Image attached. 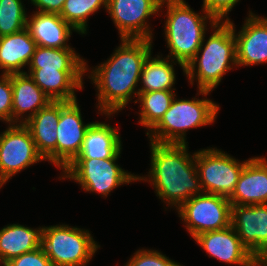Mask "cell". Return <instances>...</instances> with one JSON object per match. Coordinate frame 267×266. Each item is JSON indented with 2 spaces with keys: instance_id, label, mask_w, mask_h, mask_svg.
<instances>
[{
  "instance_id": "cell-29",
  "label": "cell",
  "mask_w": 267,
  "mask_h": 266,
  "mask_svg": "<svg viewBox=\"0 0 267 266\" xmlns=\"http://www.w3.org/2000/svg\"><path fill=\"white\" fill-rule=\"evenodd\" d=\"M123 266H183L158 250L139 249Z\"/></svg>"
},
{
  "instance_id": "cell-21",
  "label": "cell",
  "mask_w": 267,
  "mask_h": 266,
  "mask_svg": "<svg viewBox=\"0 0 267 266\" xmlns=\"http://www.w3.org/2000/svg\"><path fill=\"white\" fill-rule=\"evenodd\" d=\"M122 142L117 128L95 121L86 130L81 150L76 158H120Z\"/></svg>"
},
{
  "instance_id": "cell-28",
  "label": "cell",
  "mask_w": 267,
  "mask_h": 266,
  "mask_svg": "<svg viewBox=\"0 0 267 266\" xmlns=\"http://www.w3.org/2000/svg\"><path fill=\"white\" fill-rule=\"evenodd\" d=\"M22 0L0 1V37L26 28L27 11Z\"/></svg>"
},
{
  "instance_id": "cell-26",
  "label": "cell",
  "mask_w": 267,
  "mask_h": 266,
  "mask_svg": "<svg viewBox=\"0 0 267 266\" xmlns=\"http://www.w3.org/2000/svg\"><path fill=\"white\" fill-rule=\"evenodd\" d=\"M175 90L139 92L134 103H141L139 121L148 132L160 121L164 113L169 109L176 94Z\"/></svg>"
},
{
  "instance_id": "cell-9",
  "label": "cell",
  "mask_w": 267,
  "mask_h": 266,
  "mask_svg": "<svg viewBox=\"0 0 267 266\" xmlns=\"http://www.w3.org/2000/svg\"><path fill=\"white\" fill-rule=\"evenodd\" d=\"M232 205L227 197L202 193L192 196L178 209V215L192 238L231 225Z\"/></svg>"
},
{
  "instance_id": "cell-16",
  "label": "cell",
  "mask_w": 267,
  "mask_h": 266,
  "mask_svg": "<svg viewBox=\"0 0 267 266\" xmlns=\"http://www.w3.org/2000/svg\"><path fill=\"white\" fill-rule=\"evenodd\" d=\"M28 74L51 101L77 100L76 90H82L86 70L28 68Z\"/></svg>"
},
{
  "instance_id": "cell-12",
  "label": "cell",
  "mask_w": 267,
  "mask_h": 266,
  "mask_svg": "<svg viewBox=\"0 0 267 266\" xmlns=\"http://www.w3.org/2000/svg\"><path fill=\"white\" fill-rule=\"evenodd\" d=\"M78 100L60 101L56 142V168L64 170L78 156L85 133L92 122L84 123Z\"/></svg>"
},
{
  "instance_id": "cell-1",
  "label": "cell",
  "mask_w": 267,
  "mask_h": 266,
  "mask_svg": "<svg viewBox=\"0 0 267 266\" xmlns=\"http://www.w3.org/2000/svg\"><path fill=\"white\" fill-rule=\"evenodd\" d=\"M120 45L105 62L92 68L88 78L97 93V108L106 118L123 110L138 97L142 67L152 53V40L120 39ZM134 94V96H133Z\"/></svg>"
},
{
  "instance_id": "cell-2",
  "label": "cell",
  "mask_w": 267,
  "mask_h": 266,
  "mask_svg": "<svg viewBox=\"0 0 267 266\" xmlns=\"http://www.w3.org/2000/svg\"><path fill=\"white\" fill-rule=\"evenodd\" d=\"M188 150V144H160L150 141L149 174L137 177L138 181L152 184L156 196L176 210L192 196L203 193L195 152L191 155Z\"/></svg>"
},
{
  "instance_id": "cell-14",
  "label": "cell",
  "mask_w": 267,
  "mask_h": 266,
  "mask_svg": "<svg viewBox=\"0 0 267 266\" xmlns=\"http://www.w3.org/2000/svg\"><path fill=\"white\" fill-rule=\"evenodd\" d=\"M229 22L233 24L236 40L237 67L267 63V18L250 10L237 33L234 23Z\"/></svg>"
},
{
  "instance_id": "cell-5",
  "label": "cell",
  "mask_w": 267,
  "mask_h": 266,
  "mask_svg": "<svg viewBox=\"0 0 267 266\" xmlns=\"http://www.w3.org/2000/svg\"><path fill=\"white\" fill-rule=\"evenodd\" d=\"M202 99H173L169 109L160 121L146 135L151 142L160 144H187L186 132L193 128L211 125L215 122L219 104L205 98L211 91L198 89ZM205 96V97H204Z\"/></svg>"
},
{
  "instance_id": "cell-30",
  "label": "cell",
  "mask_w": 267,
  "mask_h": 266,
  "mask_svg": "<svg viewBox=\"0 0 267 266\" xmlns=\"http://www.w3.org/2000/svg\"><path fill=\"white\" fill-rule=\"evenodd\" d=\"M12 74L0 76V120L12 124Z\"/></svg>"
},
{
  "instance_id": "cell-20",
  "label": "cell",
  "mask_w": 267,
  "mask_h": 266,
  "mask_svg": "<svg viewBox=\"0 0 267 266\" xmlns=\"http://www.w3.org/2000/svg\"><path fill=\"white\" fill-rule=\"evenodd\" d=\"M12 90V124H24L51 102L26 73L12 74Z\"/></svg>"
},
{
  "instance_id": "cell-23",
  "label": "cell",
  "mask_w": 267,
  "mask_h": 266,
  "mask_svg": "<svg viewBox=\"0 0 267 266\" xmlns=\"http://www.w3.org/2000/svg\"><path fill=\"white\" fill-rule=\"evenodd\" d=\"M42 234L43 226L5 225L0 229V263L5 266L11 259L42 247Z\"/></svg>"
},
{
  "instance_id": "cell-18",
  "label": "cell",
  "mask_w": 267,
  "mask_h": 266,
  "mask_svg": "<svg viewBox=\"0 0 267 266\" xmlns=\"http://www.w3.org/2000/svg\"><path fill=\"white\" fill-rule=\"evenodd\" d=\"M60 101H51L24 125L30 130L38 153L56 167V142Z\"/></svg>"
},
{
  "instance_id": "cell-13",
  "label": "cell",
  "mask_w": 267,
  "mask_h": 266,
  "mask_svg": "<svg viewBox=\"0 0 267 266\" xmlns=\"http://www.w3.org/2000/svg\"><path fill=\"white\" fill-rule=\"evenodd\" d=\"M193 239L209 254V257L220 262L239 266H256V258L242 244L231 225L222 230L203 232Z\"/></svg>"
},
{
  "instance_id": "cell-22",
  "label": "cell",
  "mask_w": 267,
  "mask_h": 266,
  "mask_svg": "<svg viewBox=\"0 0 267 266\" xmlns=\"http://www.w3.org/2000/svg\"><path fill=\"white\" fill-rule=\"evenodd\" d=\"M37 45L25 28L20 32L0 37V69L2 74L25 73Z\"/></svg>"
},
{
  "instance_id": "cell-8",
  "label": "cell",
  "mask_w": 267,
  "mask_h": 266,
  "mask_svg": "<svg viewBox=\"0 0 267 266\" xmlns=\"http://www.w3.org/2000/svg\"><path fill=\"white\" fill-rule=\"evenodd\" d=\"M248 160L241 161L217 148L195 152V163L203 193L229 198Z\"/></svg>"
},
{
  "instance_id": "cell-27",
  "label": "cell",
  "mask_w": 267,
  "mask_h": 266,
  "mask_svg": "<svg viewBox=\"0 0 267 266\" xmlns=\"http://www.w3.org/2000/svg\"><path fill=\"white\" fill-rule=\"evenodd\" d=\"M101 7L107 9V0H66L59 15L83 35L87 34L89 16Z\"/></svg>"
},
{
  "instance_id": "cell-6",
  "label": "cell",
  "mask_w": 267,
  "mask_h": 266,
  "mask_svg": "<svg viewBox=\"0 0 267 266\" xmlns=\"http://www.w3.org/2000/svg\"><path fill=\"white\" fill-rule=\"evenodd\" d=\"M42 248L52 266H87L100 245L87 229L56 224L43 227Z\"/></svg>"
},
{
  "instance_id": "cell-7",
  "label": "cell",
  "mask_w": 267,
  "mask_h": 266,
  "mask_svg": "<svg viewBox=\"0 0 267 266\" xmlns=\"http://www.w3.org/2000/svg\"><path fill=\"white\" fill-rule=\"evenodd\" d=\"M118 159L76 158L62 171L59 178L74 180L85 192L108 197L118 186L138 181V175L129 173L116 164Z\"/></svg>"
},
{
  "instance_id": "cell-32",
  "label": "cell",
  "mask_w": 267,
  "mask_h": 266,
  "mask_svg": "<svg viewBox=\"0 0 267 266\" xmlns=\"http://www.w3.org/2000/svg\"><path fill=\"white\" fill-rule=\"evenodd\" d=\"M5 266H52L42 247L11 259Z\"/></svg>"
},
{
  "instance_id": "cell-11",
  "label": "cell",
  "mask_w": 267,
  "mask_h": 266,
  "mask_svg": "<svg viewBox=\"0 0 267 266\" xmlns=\"http://www.w3.org/2000/svg\"><path fill=\"white\" fill-rule=\"evenodd\" d=\"M162 0H107L108 12L118 29L120 39H146L153 41L148 19L159 16Z\"/></svg>"
},
{
  "instance_id": "cell-34",
  "label": "cell",
  "mask_w": 267,
  "mask_h": 266,
  "mask_svg": "<svg viewBox=\"0 0 267 266\" xmlns=\"http://www.w3.org/2000/svg\"><path fill=\"white\" fill-rule=\"evenodd\" d=\"M256 266H267V246L256 257Z\"/></svg>"
},
{
  "instance_id": "cell-33",
  "label": "cell",
  "mask_w": 267,
  "mask_h": 266,
  "mask_svg": "<svg viewBox=\"0 0 267 266\" xmlns=\"http://www.w3.org/2000/svg\"><path fill=\"white\" fill-rule=\"evenodd\" d=\"M66 0H30L36 11L60 14Z\"/></svg>"
},
{
  "instance_id": "cell-25",
  "label": "cell",
  "mask_w": 267,
  "mask_h": 266,
  "mask_svg": "<svg viewBox=\"0 0 267 266\" xmlns=\"http://www.w3.org/2000/svg\"><path fill=\"white\" fill-rule=\"evenodd\" d=\"M74 48H50L37 46L29 68L57 70H86L89 67Z\"/></svg>"
},
{
  "instance_id": "cell-10",
  "label": "cell",
  "mask_w": 267,
  "mask_h": 266,
  "mask_svg": "<svg viewBox=\"0 0 267 266\" xmlns=\"http://www.w3.org/2000/svg\"><path fill=\"white\" fill-rule=\"evenodd\" d=\"M0 189L13 176L39 161H45L38 153L30 130L24 124H8L0 132Z\"/></svg>"
},
{
  "instance_id": "cell-24",
  "label": "cell",
  "mask_w": 267,
  "mask_h": 266,
  "mask_svg": "<svg viewBox=\"0 0 267 266\" xmlns=\"http://www.w3.org/2000/svg\"><path fill=\"white\" fill-rule=\"evenodd\" d=\"M151 55L152 53L149 54L142 67L139 80L142 86L137 88L139 92L176 90L173 87L176 82L174 65H180L183 73H185V67L169 57L163 58L162 55L152 57Z\"/></svg>"
},
{
  "instance_id": "cell-19",
  "label": "cell",
  "mask_w": 267,
  "mask_h": 266,
  "mask_svg": "<svg viewBox=\"0 0 267 266\" xmlns=\"http://www.w3.org/2000/svg\"><path fill=\"white\" fill-rule=\"evenodd\" d=\"M27 16L26 29L37 46L72 48L67 44L72 31L77 32L59 14L34 11Z\"/></svg>"
},
{
  "instance_id": "cell-15",
  "label": "cell",
  "mask_w": 267,
  "mask_h": 266,
  "mask_svg": "<svg viewBox=\"0 0 267 266\" xmlns=\"http://www.w3.org/2000/svg\"><path fill=\"white\" fill-rule=\"evenodd\" d=\"M231 226L256 258L267 246V203L232 205Z\"/></svg>"
},
{
  "instance_id": "cell-31",
  "label": "cell",
  "mask_w": 267,
  "mask_h": 266,
  "mask_svg": "<svg viewBox=\"0 0 267 266\" xmlns=\"http://www.w3.org/2000/svg\"><path fill=\"white\" fill-rule=\"evenodd\" d=\"M239 1L240 0H203L202 8L217 21H229V12H231Z\"/></svg>"
},
{
  "instance_id": "cell-17",
  "label": "cell",
  "mask_w": 267,
  "mask_h": 266,
  "mask_svg": "<svg viewBox=\"0 0 267 266\" xmlns=\"http://www.w3.org/2000/svg\"><path fill=\"white\" fill-rule=\"evenodd\" d=\"M231 205L267 203V159L251 157L246 162L234 192L228 198Z\"/></svg>"
},
{
  "instance_id": "cell-3",
  "label": "cell",
  "mask_w": 267,
  "mask_h": 266,
  "mask_svg": "<svg viewBox=\"0 0 267 266\" xmlns=\"http://www.w3.org/2000/svg\"><path fill=\"white\" fill-rule=\"evenodd\" d=\"M211 28L212 34L207 41L204 36L196 55L186 65L184 75L191 85L195 79L198 89L212 92L220 85L223 76L233 66L237 67V60L233 24L217 21Z\"/></svg>"
},
{
  "instance_id": "cell-4",
  "label": "cell",
  "mask_w": 267,
  "mask_h": 266,
  "mask_svg": "<svg viewBox=\"0 0 267 266\" xmlns=\"http://www.w3.org/2000/svg\"><path fill=\"white\" fill-rule=\"evenodd\" d=\"M165 5L167 13L164 37L170 50L167 57L186 67L196 55L206 36V31L209 29L208 22L212 27L217 20L203 8L201 14L194 12L185 0H162L160 9Z\"/></svg>"
}]
</instances>
